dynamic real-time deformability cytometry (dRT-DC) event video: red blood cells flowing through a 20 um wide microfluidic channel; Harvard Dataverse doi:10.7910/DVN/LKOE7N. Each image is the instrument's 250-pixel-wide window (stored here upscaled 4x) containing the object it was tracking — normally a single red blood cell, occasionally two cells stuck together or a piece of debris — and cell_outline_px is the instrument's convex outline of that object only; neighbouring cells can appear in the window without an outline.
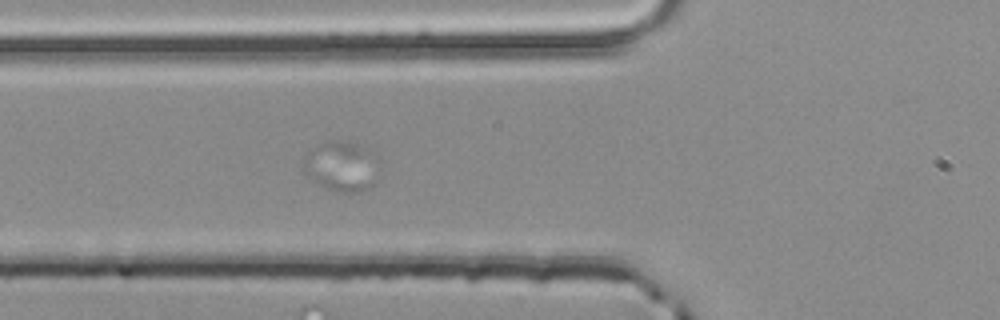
{"species": "common noctule bat (a hibernating species)", "species_latin": "Nyctalus noctula", "temperature_condition": "room temperature", "stored_images_in_passage": 47, "segment_of_instrument_passage": [1, 2], "camera_frame_rate_fps": 3000, "um_per_image_px": 0.085, "animal": {"sex": "male", "body_mass_g": 20.4}, "frame": {"image": 1, "passage_image": 8, "time_ms": 2.333, "image_size_px": [1000, 320], "cell_outline_px": [[380, 160], [376, 180], [372, 184], [356, 192], [332, 192], [324, 188], [312, 180], [304, 172], [304, 156], [316, 144], [332, 140], [340, 140], [364, 144], [376, 152], [380, 156]], "centroid_in_image_um": [29.07, 14.09], "position_along_channel_um": 96.7, "area_um2": 22.89}}
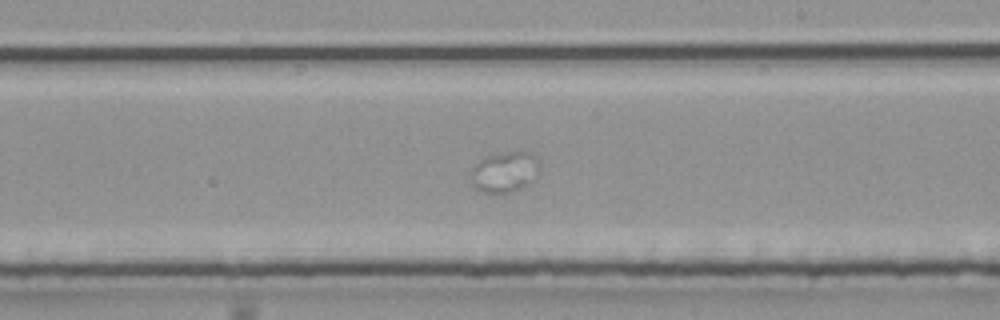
{"frame": {"image": 2, "passage_image": 21, "time_ms": 6.667, "image_size_px": [1000, 320], "cell_outline_px": [[540, 164], [536, 176], [528, 184], [520, 188], [508, 192], [484, 192], [476, 188], [472, 184], [472, 168], [480, 160], [488, 156], [504, 152], [528, 152], [540, 160]], "centroid_in_image_um": [42.92, 14.6], "position_along_channel_um": 246.1, "area_um2": 15.9}}
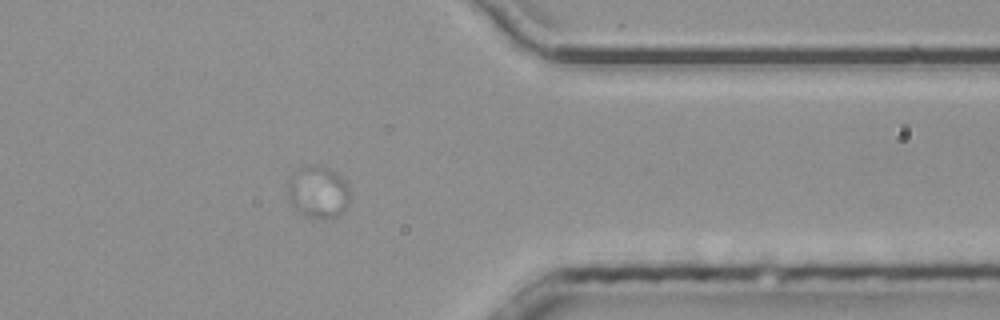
{"frame": {"image": 3, "passage_image": 34, "time_ms": 11.0, "image_size_px": [1000, 320], "cell_outline_px": [[348, 204], [340, 216], [332, 220], [308, 216], [300, 212], [288, 200], [288, 184], [292, 172], [308, 164], [320, 164], [332, 168], [348, 184]], "centroid_in_image_um": [27.05, 16.3], "position_along_channel_um": 384.4, "area_um2": 19.25}}